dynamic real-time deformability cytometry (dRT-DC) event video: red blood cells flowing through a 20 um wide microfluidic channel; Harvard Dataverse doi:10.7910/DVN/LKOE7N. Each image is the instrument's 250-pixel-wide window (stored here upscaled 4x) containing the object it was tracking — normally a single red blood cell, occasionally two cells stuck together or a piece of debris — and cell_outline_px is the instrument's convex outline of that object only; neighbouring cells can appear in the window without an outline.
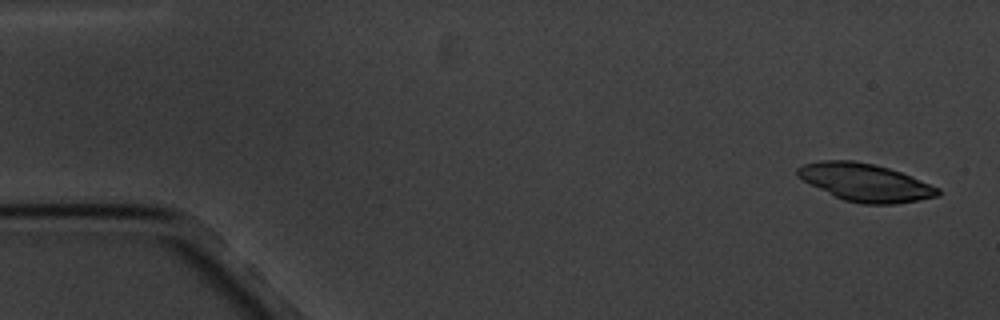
{"species": "common noctule bat (a hibernating species)", "species_latin": "Nyctalus noctula", "temperature_condition": "cold", "stored_images_in_passage": 4, "camera_frame_rate_fps": 3000, "um_per_image_px": 0.085, "animal": {"sex": "male", "body_mass_g": 20.1, "forearm_length_mm": 53.5}, "frame": {"image": 1, "passage_image": 1, "time_ms": 0.0, "image_size_px": [1000, 320], "cell_outline_px": [[940, 196], [920, 200], [896, 204], [864, 204], [844, 200], [796, 176], [796, 168], [804, 164], [820, 160], [852, 160], [872, 164], [888, 168], [912, 176], [940, 188]], "centroid_in_image_um": [73.59, 15.5], "position_along_channel_um": 11.4, "area_um2": 30.63}}